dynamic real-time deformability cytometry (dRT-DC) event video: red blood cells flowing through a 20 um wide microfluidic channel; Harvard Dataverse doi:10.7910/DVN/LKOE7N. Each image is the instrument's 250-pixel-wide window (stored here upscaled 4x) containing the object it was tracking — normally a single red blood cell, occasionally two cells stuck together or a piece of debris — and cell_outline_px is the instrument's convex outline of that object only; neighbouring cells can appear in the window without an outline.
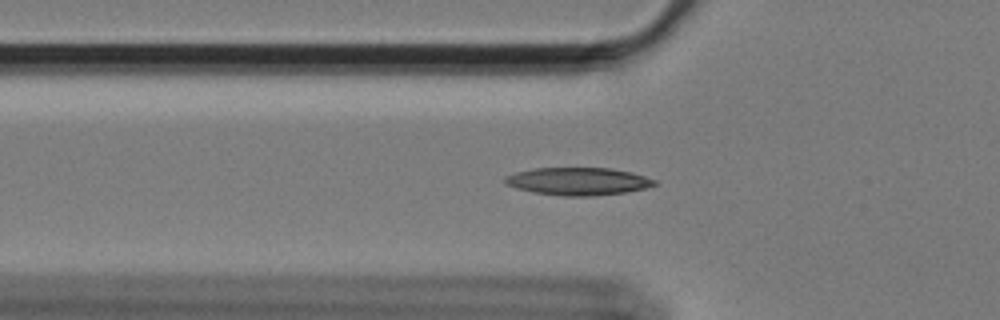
{"species": "Egyptian fruit bat (a non-hibernating species)", "species_latin": "Rousettus aegyptiacus", "temperature_condition": "cold", "stored_images_in_passage": 58, "camera_frame_rate_fps": 3000, "um_per_image_px": 0.085, "animal": {"sex": "female"}, "frame": {"image": 1, "passage_image": 19, "time_ms": 6.0, "image_size_px": [1000, 320], "cell_outline_px": [[660, 184], [644, 188], [624, 192], [592, 196], [564, 196], [532, 192], [516, 188], [504, 184], [504, 176], [516, 172], [536, 168], [612, 168], [632, 172], [656, 180]], "centroid_in_image_um": [49.13, 15.41], "position_along_channel_um": 76.7, "area_um2": 24.16}}
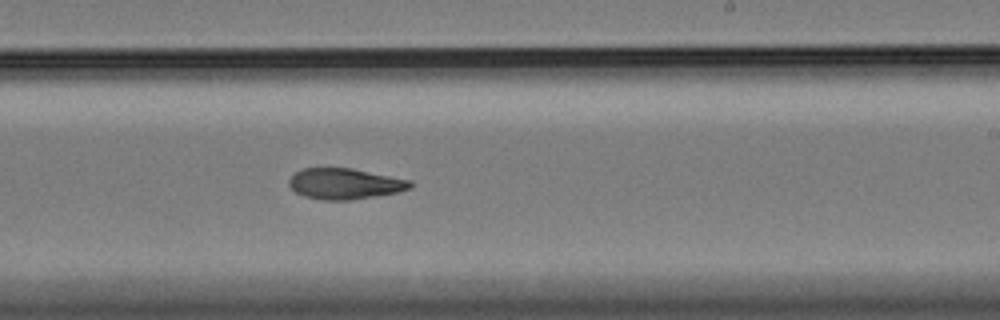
{"frame": {"image": 2, "passage_image": 35, "time_ms": 11.333, "image_size_px": [1000, 320], "cell_outline_px": [[412, 188], [396, 192], [376, 196], [348, 200], [320, 200], [304, 196], [296, 192], [288, 184], [288, 180], [296, 172], [304, 168], [352, 168], [412, 180]], "centroid_in_image_um": [29.32, 15.62], "position_along_channel_um": 259.7, "area_um2": 21.79}}
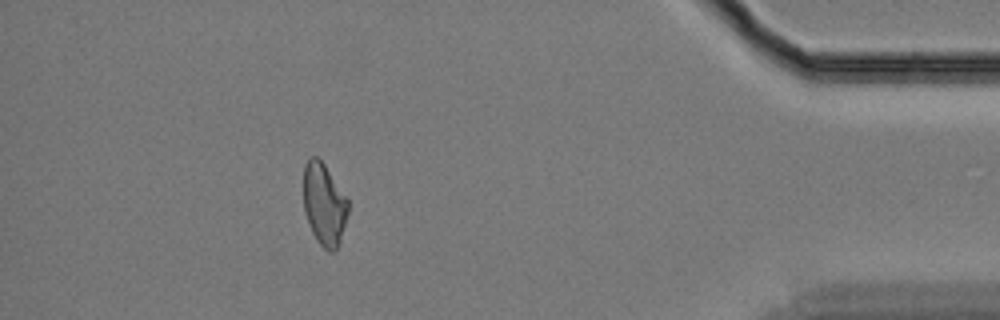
{"frame": {"image": 3, "passage_image": 52, "time_ms": 17.0, "image_size_px": [1000, 320], "cell_outline_px": [[348, 212], [340, 240], [336, 248], [332, 252], [328, 252], [316, 240], [312, 232], [304, 212], [304, 164], [312, 156], [316, 156], [324, 164], [348, 200]], "centroid_in_image_um": [27.54, 17.37], "position_along_channel_um": 407.7, "area_um2": 21.04}, "authors_computed_cell_mechanics": {"area_um2": 22.3686, "velocity_mm_per_s": 3.4182, "shape_relaxation_time_tau1_ms": 6.8258, "shape_relaxation_time_tau2_ms": null, "deformation_change_tau1": 0.1628, "deformation_change_tau2": null}}